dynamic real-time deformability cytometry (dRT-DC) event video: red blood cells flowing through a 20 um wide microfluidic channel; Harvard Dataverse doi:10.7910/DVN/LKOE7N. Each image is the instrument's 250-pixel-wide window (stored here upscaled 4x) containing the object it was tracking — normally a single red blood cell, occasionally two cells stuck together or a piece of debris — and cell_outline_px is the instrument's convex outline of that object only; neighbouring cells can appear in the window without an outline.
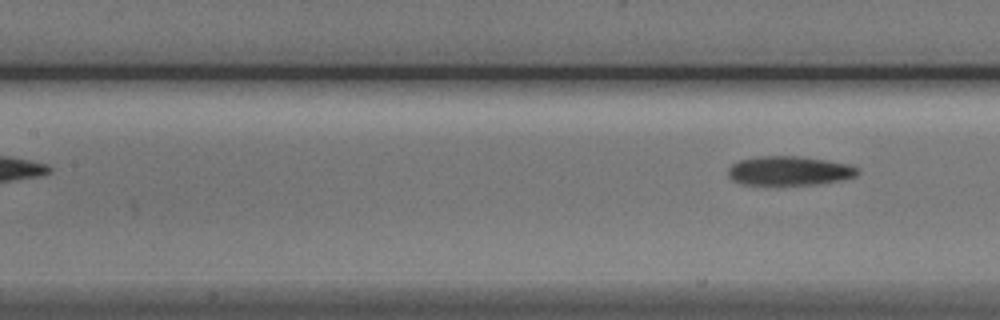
{"species": "Egyptian fruit bat (a non-hibernating species)", "species_latin": "Rousettus aegyptiacus", "temperature_condition": "cold", "stored_images_in_passage": 6, "segment_of_instrument_passage": [2, 2], "camera_frame_rate_fps": 3000, "um_per_image_px": 0.085, "animal": {"sex": "male"}, "frame": {"image": 1, "passage_image": 6, "time_ms": 7.0, "image_size_px": [1000, 320], "cell_outline_px": [[860, 172], [856, 176], [844, 180], [820, 184], [744, 184], [732, 180], [728, 176], [728, 168], [732, 164], [740, 160], [756, 156], [800, 156], [828, 160], [848, 164], [860, 168]], "centroid_in_image_um": [67.13, 14.51], "position_along_channel_um": 140.3, "area_um2": 22.2}}